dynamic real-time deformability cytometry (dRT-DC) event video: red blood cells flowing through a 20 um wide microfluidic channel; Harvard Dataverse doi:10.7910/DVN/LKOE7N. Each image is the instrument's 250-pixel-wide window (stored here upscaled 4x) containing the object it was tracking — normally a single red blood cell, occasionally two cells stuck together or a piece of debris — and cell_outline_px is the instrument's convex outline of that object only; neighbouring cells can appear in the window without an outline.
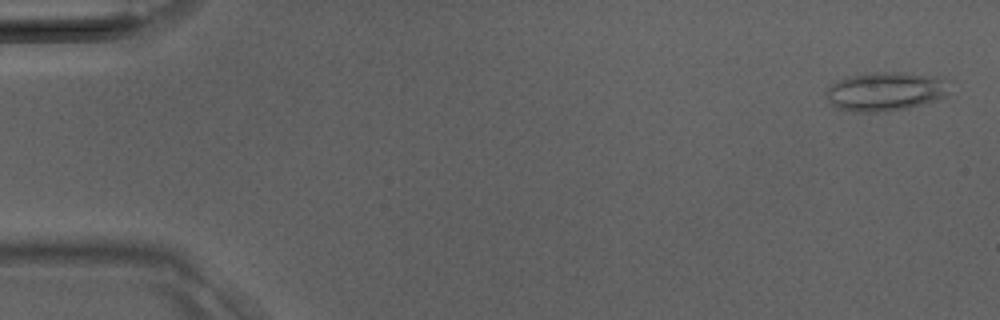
{"species": "Egyptian fruit bat (a non-hibernating species)", "species_latin": "Rousettus aegyptiacus", "temperature_condition": "room temperature", "stored_images_in_passage": 39, "camera_frame_rate_fps": 3000, "um_per_image_px": 0.085, "animal": {"sex": "male"}, "frame": {"image": 1, "passage_image": 2, "time_ms": 0.333, "image_size_px": [1000, 320], "cell_outline_px": [[952, 80], [944, 96], [908, 108], [888, 112], [860, 112], [836, 108], [828, 100], [824, 92], [832, 84], [848, 76], [872, 72], [900, 72], [928, 76]], "centroid_in_image_um": [75.23, 7.77], "position_along_channel_um": 9.8, "area_um2": 27.8}}
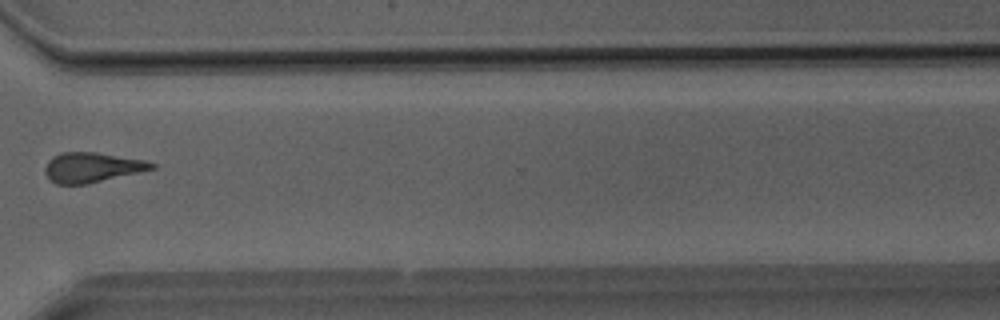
{"frame": {"image": 2, "passage_image": 30, "time_ms": 9.667, "image_size_px": [1000, 320], "cell_outline_px": [[156, 168], [140, 172], [88, 184], [56, 184], [48, 180], [44, 172], [44, 168], [48, 160], [52, 156], [60, 152], [96, 152], [144, 160], [156, 164]], "centroid_in_image_um": [7.77, 14.23], "position_along_channel_um": 362.8, "area_um2": 18.79}}
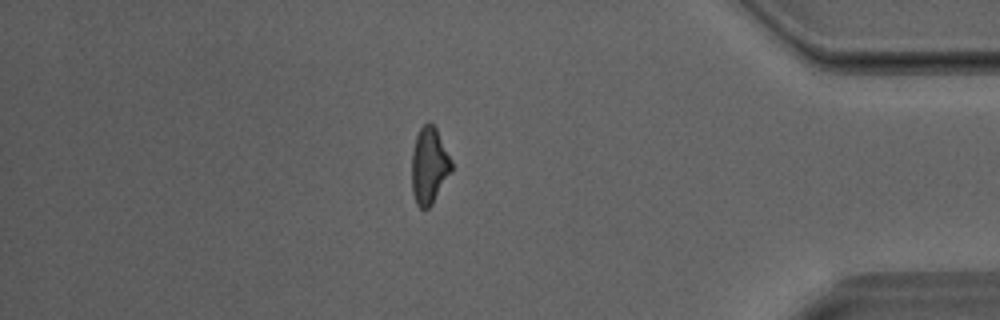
{"frame": {"image": 3, "passage_image": 34, "time_ms": 11.0, "image_size_px": [1000, 320], "cell_outline_px": [[452, 172], [432, 204], [424, 212], [416, 204], [412, 192], [412, 152], [416, 136], [420, 128], [428, 120], [436, 128], [452, 160]], "centroid_in_image_um": [36.48, 14.11], "position_along_channel_um": 398.7, "area_um2": 17.98}}